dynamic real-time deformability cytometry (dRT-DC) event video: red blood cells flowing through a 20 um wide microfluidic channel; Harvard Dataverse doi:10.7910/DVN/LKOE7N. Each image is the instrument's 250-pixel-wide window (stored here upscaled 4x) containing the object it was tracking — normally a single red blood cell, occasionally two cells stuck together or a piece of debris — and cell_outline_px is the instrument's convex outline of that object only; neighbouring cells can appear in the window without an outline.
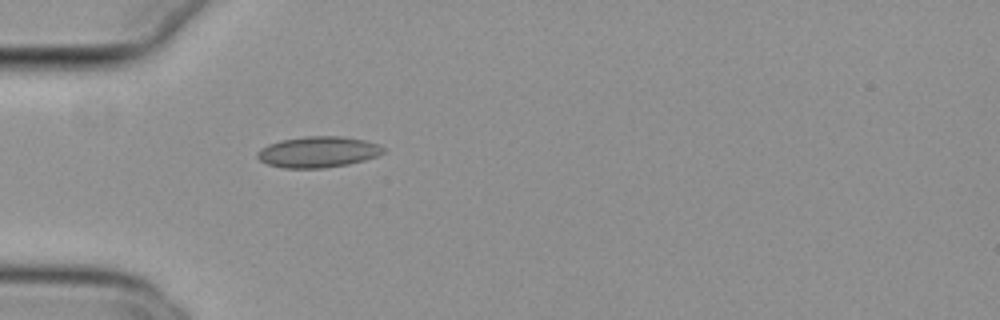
{"species": "common noctule bat (a hibernating species)", "species_latin": "Nyctalus noctula", "temperature_condition": "cold", "stored_images_in_passage": 38, "camera_frame_rate_fps": 3000, "um_per_image_px": 0.085, "animal": {"sex": "female", "body_mass_g": 29.2, "forearm_length_mm": 56.3}, "frame": {"image": 1, "passage_image": 1, "time_ms": 0.0, "image_size_px": [1000, 320], "cell_outline_px": [[384, 152], [376, 156], [364, 160], [348, 164], [324, 168], [284, 168], [268, 164], [260, 160], [256, 156], [256, 152], [260, 148], [268, 144], [280, 140], [304, 136], [344, 136], [364, 140], [376, 144], [384, 148]], "centroid_in_image_um": [26.99, 12.91], "position_along_channel_um": 58.0, "area_um2": 22.77}}
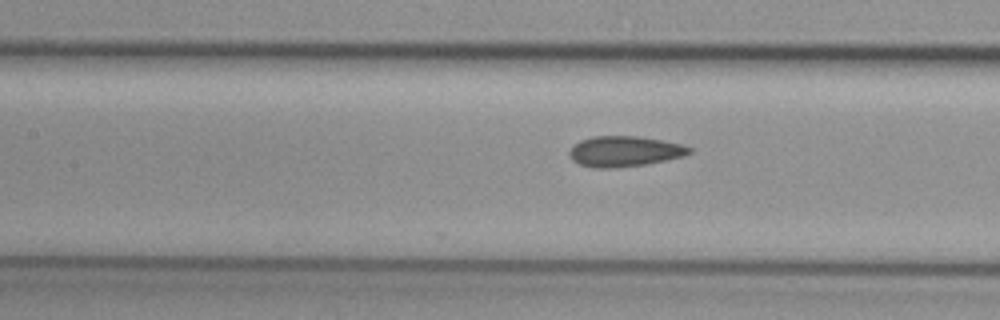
{"frame": {"image": 2, "passage_image": 9, "time_ms": 2.667, "image_size_px": [1000, 320], "cell_outline_px": [[692, 152], [684, 156], [644, 164], [616, 168], [592, 168], [580, 164], [572, 160], [568, 152], [580, 140], [592, 136], [636, 136], [660, 140], [680, 144], [692, 148]], "centroid_in_image_um": [53.06, 12.87], "position_along_channel_um": 154.3, "area_um2": 21.15}}
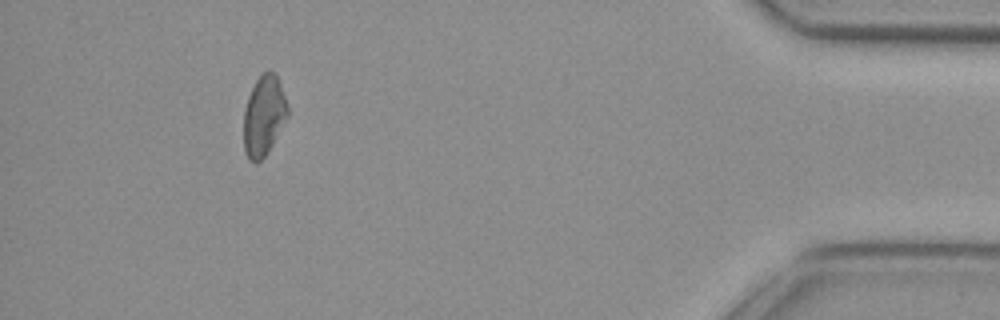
{"frame": {"image": 3, "passage_image": 34, "time_ms": 11.0, "image_size_px": [1000, 320], "cell_outline_px": [[288, 116], [268, 152], [256, 164], [248, 160], [244, 152], [244, 108], [248, 96], [256, 80], [268, 68], [276, 72], [288, 108]], "centroid_in_image_um": [22.41, 9.84], "position_along_channel_um": 412.8, "area_um2": 20.63}, "authors_computed_cell_mechanics": {"area_um2": 20.9814, "velocity_mm_per_s": 3.8302, "shape_relaxation_time_tau1_ms": null, "shape_relaxation_time_tau2_ms": 2.9192, "deformation_change_tau1": null, "deformation_change_tau2": 0.0767}}